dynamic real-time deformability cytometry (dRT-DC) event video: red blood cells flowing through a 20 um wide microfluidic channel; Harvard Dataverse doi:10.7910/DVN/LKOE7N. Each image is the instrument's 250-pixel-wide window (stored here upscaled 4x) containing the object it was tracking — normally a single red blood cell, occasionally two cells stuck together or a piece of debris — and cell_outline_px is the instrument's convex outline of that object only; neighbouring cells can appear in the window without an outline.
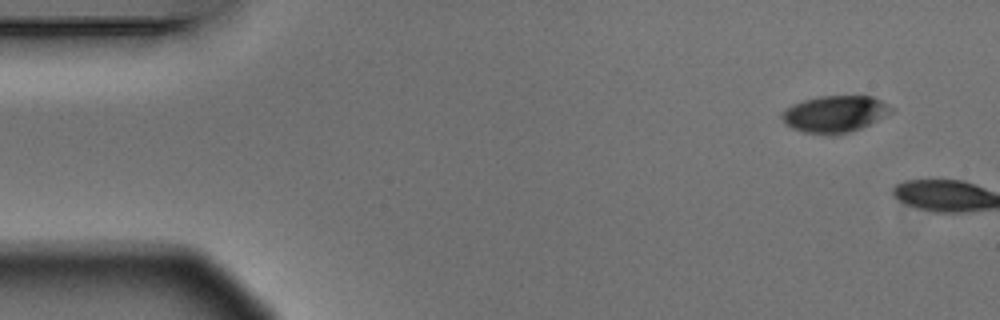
{"species": "Egyptian fruit bat (a non-hibernating species)", "species_latin": "Rousettus aegyptiacus", "temperature_condition": "warm", "stored_images_in_passage": 2, "camera_frame_rate_fps": 3000, "um_per_image_px": 0.085, "animal": {"sex": "male"}, "frame": {"image": 1, "passage_image": 1, "time_ms": 0.0, "image_size_px": [1000, 320], "cell_outline_px": [[892, 112], [860, 128], [848, 132], [832, 136], [804, 132], [792, 128], [784, 124], [780, 116], [788, 108], [804, 100], [820, 96], [872, 96], [888, 104], [892, 108]], "centroid_in_image_um": [70.94, 9.7], "position_along_channel_um": 14.1, "area_um2": 23.12}}